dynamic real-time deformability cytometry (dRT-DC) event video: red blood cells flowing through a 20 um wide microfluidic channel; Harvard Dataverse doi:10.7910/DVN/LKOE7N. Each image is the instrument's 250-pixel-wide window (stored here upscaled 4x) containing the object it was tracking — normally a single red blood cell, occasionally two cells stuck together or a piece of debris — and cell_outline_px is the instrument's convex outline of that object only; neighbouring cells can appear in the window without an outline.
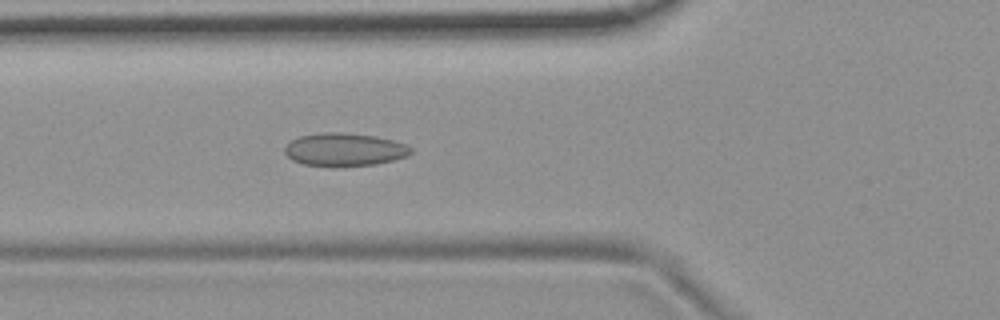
{"species": "common noctule bat (a hibernating species)", "species_latin": "Nyctalus noctula", "temperature_condition": "room temperature", "stored_images_in_passage": 42, "camera_frame_rate_fps": 3000, "um_per_image_px": 0.085, "animal": {"sex": "female", "body_mass_g": 19.9}, "frame": {"image": 1, "passage_image": 8, "time_ms": 2.333, "image_size_px": [1000, 320], "cell_outline_px": [[412, 152], [408, 156], [376, 164], [304, 164], [292, 160], [284, 152], [284, 148], [292, 140], [300, 136], [324, 132], [340, 132], [376, 136], [392, 140], [404, 144], [412, 148]], "centroid_in_image_um": [29.29, 12.67], "position_along_channel_um": 96.5, "area_um2": 23.47}}
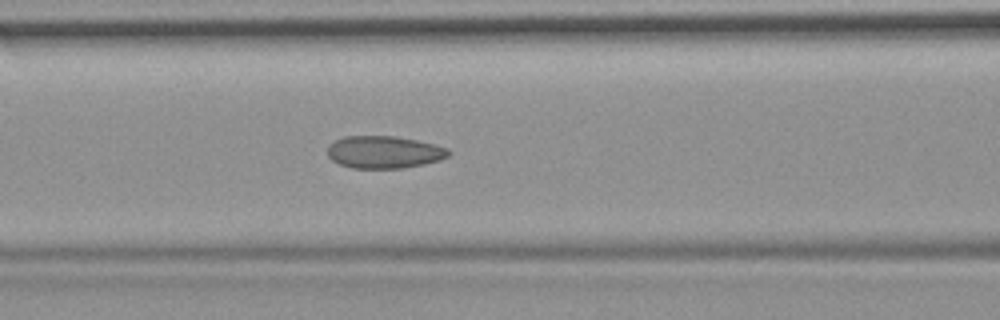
{"frame": {"image": 2, "passage_image": 11, "time_ms": 3.333, "image_size_px": [1000, 320], "cell_outline_px": [[452, 152], [448, 156], [440, 160], [424, 164], [404, 168], [352, 168], [340, 164], [332, 160], [328, 156], [328, 148], [336, 140], [344, 136], [396, 136], [416, 140], [448, 148]], "centroid_in_image_um": [32.67, 12.93], "position_along_channel_um": 133.9, "area_um2": 22.77}}
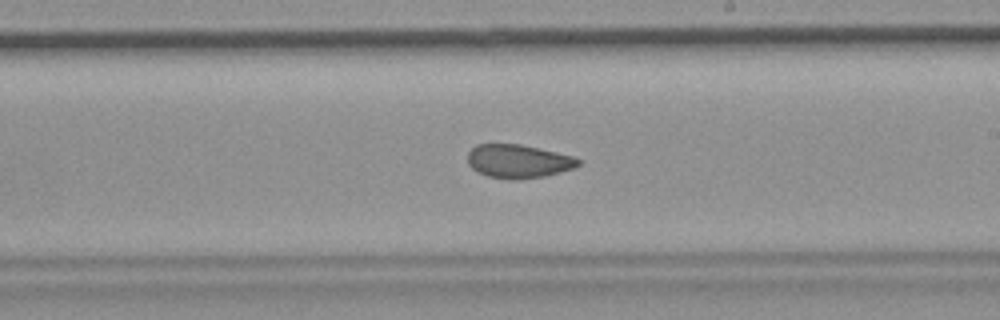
{"frame": {"image": 3, "passage_image": 20, "time_ms": 6.333, "image_size_px": [1000, 320], "cell_outline_px": [[580, 164], [572, 168], [560, 172], [544, 176], [520, 180], [508, 180], [488, 176], [476, 172], [468, 164], [468, 152], [476, 144], [520, 144], [556, 152], [572, 156], [580, 160]], "centroid_in_image_um": [44.02, 13.72], "position_along_channel_um": 245.0, "area_um2": 21.68}, "authors_computed_cell_mechanics": {"area_um2": 22.6287, "velocity_mm_per_s": 3.7165, "shape_relaxation_time_tau1_ms": null, "shape_relaxation_time_tau2_ms": 1.6169, "deformation_change_tau1": null, "deformation_change_tau2": 0.053}}